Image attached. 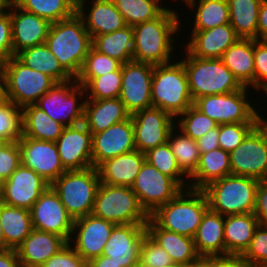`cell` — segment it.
<instances>
[{
    "label": "cell",
    "instance_id": "27",
    "mask_svg": "<svg viewBox=\"0 0 267 267\" xmlns=\"http://www.w3.org/2000/svg\"><path fill=\"white\" fill-rule=\"evenodd\" d=\"M146 161L145 153L134 150L102 162L98 167L101 183L131 187Z\"/></svg>",
    "mask_w": 267,
    "mask_h": 267
},
{
    "label": "cell",
    "instance_id": "32",
    "mask_svg": "<svg viewBox=\"0 0 267 267\" xmlns=\"http://www.w3.org/2000/svg\"><path fill=\"white\" fill-rule=\"evenodd\" d=\"M259 225L254 213L225 216L224 241L226 255H243Z\"/></svg>",
    "mask_w": 267,
    "mask_h": 267
},
{
    "label": "cell",
    "instance_id": "38",
    "mask_svg": "<svg viewBox=\"0 0 267 267\" xmlns=\"http://www.w3.org/2000/svg\"><path fill=\"white\" fill-rule=\"evenodd\" d=\"M92 47L122 64L130 62L133 60V27L127 25L112 33L94 36Z\"/></svg>",
    "mask_w": 267,
    "mask_h": 267
},
{
    "label": "cell",
    "instance_id": "33",
    "mask_svg": "<svg viewBox=\"0 0 267 267\" xmlns=\"http://www.w3.org/2000/svg\"><path fill=\"white\" fill-rule=\"evenodd\" d=\"M231 174L229 153L219 147L200 154L198 167L189 178V188L202 190L211 182Z\"/></svg>",
    "mask_w": 267,
    "mask_h": 267
},
{
    "label": "cell",
    "instance_id": "24",
    "mask_svg": "<svg viewBox=\"0 0 267 267\" xmlns=\"http://www.w3.org/2000/svg\"><path fill=\"white\" fill-rule=\"evenodd\" d=\"M185 50L190 55L203 59H220L224 52L240 37L229 24L205 31H192Z\"/></svg>",
    "mask_w": 267,
    "mask_h": 267
},
{
    "label": "cell",
    "instance_id": "65",
    "mask_svg": "<svg viewBox=\"0 0 267 267\" xmlns=\"http://www.w3.org/2000/svg\"><path fill=\"white\" fill-rule=\"evenodd\" d=\"M0 250H5V240H4L1 223H0Z\"/></svg>",
    "mask_w": 267,
    "mask_h": 267
},
{
    "label": "cell",
    "instance_id": "13",
    "mask_svg": "<svg viewBox=\"0 0 267 267\" xmlns=\"http://www.w3.org/2000/svg\"><path fill=\"white\" fill-rule=\"evenodd\" d=\"M131 189L150 215L157 207L173 199L183 188L173 178L145 161Z\"/></svg>",
    "mask_w": 267,
    "mask_h": 267
},
{
    "label": "cell",
    "instance_id": "11",
    "mask_svg": "<svg viewBox=\"0 0 267 267\" xmlns=\"http://www.w3.org/2000/svg\"><path fill=\"white\" fill-rule=\"evenodd\" d=\"M248 88L197 98L193 106L220 124L257 123V110L248 100Z\"/></svg>",
    "mask_w": 267,
    "mask_h": 267
},
{
    "label": "cell",
    "instance_id": "64",
    "mask_svg": "<svg viewBox=\"0 0 267 267\" xmlns=\"http://www.w3.org/2000/svg\"><path fill=\"white\" fill-rule=\"evenodd\" d=\"M184 267H208V265L200 258L198 261L195 263L189 264Z\"/></svg>",
    "mask_w": 267,
    "mask_h": 267
},
{
    "label": "cell",
    "instance_id": "18",
    "mask_svg": "<svg viewBox=\"0 0 267 267\" xmlns=\"http://www.w3.org/2000/svg\"><path fill=\"white\" fill-rule=\"evenodd\" d=\"M136 150L146 153L149 149L168 141L175 118L160 108L151 107L131 115Z\"/></svg>",
    "mask_w": 267,
    "mask_h": 267
},
{
    "label": "cell",
    "instance_id": "10",
    "mask_svg": "<svg viewBox=\"0 0 267 267\" xmlns=\"http://www.w3.org/2000/svg\"><path fill=\"white\" fill-rule=\"evenodd\" d=\"M83 96H85L84 87L73 79L56 83L35 105L65 127L75 126L84 121L86 97Z\"/></svg>",
    "mask_w": 267,
    "mask_h": 267
},
{
    "label": "cell",
    "instance_id": "59",
    "mask_svg": "<svg viewBox=\"0 0 267 267\" xmlns=\"http://www.w3.org/2000/svg\"><path fill=\"white\" fill-rule=\"evenodd\" d=\"M0 267H22L16 249L0 250Z\"/></svg>",
    "mask_w": 267,
    "mask_h": 267
},
{
    "label": "cell",
    "instance_id": "7",
    "mask_svg": "<svg viewBox=\"0 0 267 267\" xmlns=\"http://www.w3.org/2000/svg\"><path fill=\"white\" fill-rule=\"evenodd\" d=\"M100 182L98 170L92 166L83 170H67L50 186L75 220L92 213Z\"/></svg>",
    "mask_w": 267,
    "mask_h": 267
},
{
    "label": "cell",
    "instance_id": "45",
    "mask_svg": "<svg viewBox=\"0 0 267 267\" xmlns=\"http://www.w3.org/2000/svg\"><path fill=\"white\" fill-rule=\"evenodd\" d=\"M177 117L175 118V126L195 141L219 125L193 105Z\"/></svg>",
    "mask_w": 267,
    "mask_h": 267
},
{
    "label": "cell",
    "instance_id": "31",
    "mask_svg": "<svg viewBox=\"0 0 267 267\" xmlns=\"http://www.w3.org/2000/svg\"><path fill=\"white\" fill-rule=\"evenodd\" d=\"M220 59L243 87L254 89V39L239 38Z\"/></svg>",
    "mask_w": 267,
    "mask_h": 267
},
{
    "label": "cell",
    "instance_id": "17",
    "mask_svg": "<svg viewBox=\"0 0 267 267\" xmlns=\"http://www.w3.org/2000/svg\"><path fill=\"white\" fill-rule=\"evenodd\" d=\"M115 225L92 214L77 218L69 244L88 263L102 255Z\"/></svg>",
    "mask_w": 267,
    "mask_h": 267
},
{
    "label": "cell",
    "instance_id": "54",
    "mask_svg": "<svg viewBox=\"0 0 267 267\" xmlns=\"http://www.w3.org/2000/svg\"><path fill=\"white\" fill-rule=\"evenodd\" d=\"M13 54L12 22L9 10L0 14V66L7 62Z\"/></svg>",
    "mask_w": 267,
    "mask_h": 267
},
{
    "label": "cell",
    "instance_id": "57",
    "mask_svg": "<svg viewBox=\"0 0 267 267\" xmlns=\"http://www.w3.org/2000/svg\"><path fill=\"white\" fill-rule=\"evenodd\" d=\"M219 125L216 128L211 129L198 140H196L199 153H206L219 148L218 142Z\"/></svg>",
    "mask_w": 267,
    "mask_h": 267
},
{
    "label": "cell",
    "instance_id": "53",
    "mask_svg": "<svg viewBox=\"0 0 267 267\" xmlns=\"http://www.w3.org/2000/svg\"><path fill=\"white\" fill-rule=\"evenodd\" d=\"M40 267H87V263L68 243Z\"/></svg>",
    "mask_w": 267,
    "mask_h": 267
},
{
    "label": "cell",
    "instance_id": "48",
    "mask_svg": "<svg viewBox=\"0 0 267 267\" xmlns=\"http://www.w3.org/2000/svg\"><path fill=\"white\" fill-rule=\"evenodd\" d=\"M174 264L170 255L160 247L148 234L141 243L139 267H168Z\"/></svg>",
    "mask_w": 267,
    "mask_h": 267
},
{
    "label": "cell",
    "instance_id": "23",
    "mask_svg": "<svg viewBox=\"0 0 267 267\" xmlns=\"http://www.w3.org/2000/svg\"><path fill=\"white\" fill-rule=\"evenodd\" d=\"M9 12L14 56L23 49L45 43L51 26L48 20L24 11L16 4L11 5Z\"/></svg>",
    "mask_w": 267,
    "mask_h": 267
},
{
    "label": "cell",
    "instance_id": "12",
    "mask_svg": "<svg viewBox=\"0 0 267 267\" xmlns=\"http://www.w3.org/2000/svg\"><path fill=\"white\" fill-rule=\"evenodd\" d=\"M232 175L267 178V136L258 124L229 153Z\"/></svg>",
    "mask_w": 267,
    "mask_h": 267
},
{
    "label": "cell",
    "instance_id": "5",
    "mask_svg": "<svg viewBox=\"0 0 267 267\" xmlns=\"http://www.w3.org/2000/svg\"><path fill=\"white\" fill-rule=\"evenodd\" d=\"M259 180L228 175L202 189L209 209L223 216L253 213Z\"/></svg>",
    "mask_w": 267,
    "mask_h": 267
},
{
    "label": "cell",
    "instance_id": "3",
    "mask_svg": "<svg viewBox=\"0 0 267 267\" xmlns=\"http://www.w3.org/2000/svg\"><path fill=\"white\" fill-rule=\"evenodd\" d=\"M208 209L202 190L185 188L166 204L157 207L149 218L162 229L193 238Z\"/></svg>",
    "mask_w": 267,
    "mask_h": 267
},
{
    "label": "cell",
    "instance_id": "66",
    "mask_svg": "<svg viewBox=\"0 0 267 267\" xmlns=\"http://www.w3.org/2000/svg\"><path fill=\"white\" fill-rule=\"evenodd\" d=\"M77 7L84 1V0H71Z\"/></svg>",
    "mask_w": 267,
    "mask_h": 267
},
{
    "label": "cell",
    "instance_id": "49",
    "mask_svg": "<svg viewBox=\"0 0 267 267\" xmlns=\"http://www.w3.org/2000/svg\"><path fill=\"white\" fill-rule=\"evenodd\" d=\"M242 258L252 267H267V224H259Z\"/></svg>",
    "mask_w": 267,
    "mask_h": 267
},
{
    "label": "cell",
    "instance_id": "56",
    "mask_svg": "<svg viewBox=\"0 0 267 267\" xmlns=\"http://www.w3.org/2000/svg\"><path fill=\"white\" fill-rule=\"evenodd\" d=\"M253 213L259 224H267V178L259 180Z\"/></svg>",
    "mask_w": 267,
    "mask_h": 267
},
{
    "label": "cell",
    "instance_id": "55",
    "mask_svg": "<svg viewBox=\"0 0 267 267\" xmlns=\"http://www.w3.org/2000/svg\"><path fill=\"white\" fill-rule=\"evenodd\" d=\"M208 267H252L241 255H215L201 258Z\"/></svg>",
    "mask_w": 267,
    "mask_h": 267
},
{
    "label": "cell",
    "instance_id": "47",
    "mask_svg": "<svg viewBox=\"0 0 267 267\" xmlns=\"http://www.w3.org/2000/svg\"><path fill=\"white\" fill-rule=\"evenodd\" d=\"M122 63L115 58H111L90 48L80 72L76 78H95L112 71H117Z\"/></svg>",
    "mask_w": 267,
    "mask_h": 267
},
{
    "label": "cell",
    "instance_id": "29",
    "mask_svg": "<svg viewBox=\"0 0 267 267\" xmlns=\"http://www.w3.org/2000/svg\"><path fill=\"white\" fill-rule=\"evenodd\" d=\"M130 117L120 98L85 100L83 123L92 135Z\"/></svg>",
    "mask_w": 267,
    "mask_h": 267
},
{
    "label": "cell",
    "instance_id": "19",
    "mask_svg": "<svg viewBox=\"0 0 267 267\" xmlns=\"http://www.w3.org/2000/svg\"><path fill=\"white\" fill-rule=\"evenodd\" d=\"M21 164L39 174L50 185L67 170L53 141L22 137L18 140Z\"/></svg>",
    "mask_w": 267,
    "mask_h": 267
},
{
    "label": "cell",
    "instance_id": "14",
    "mask_svg": "<svg viewBox=\"0 0 267 267\" xmlns=\"http://www.w3.org/2000/svg\"><path fill=\"white\" fill-rule=\"evenodd\" d=\"M153 69L152 64L133 60L122 64L119 98L130 115L153 107L151 96Z\"/></svg>",
    "mask_w": 267,
    "mask_h": 267
},
{
    "label": "cell",
    "instance_id": "51",
    "mask_svg": "<svg viewBox=\"0 0 267 267\" xmlns=\"http://www.w3.org/2000/svg\"><path fill=\"white\" fill-rule=\"evenodd\" d=\"M20 164L18 141L3 143L0 147V180H7Z\"/></svg>",
    "mask_w": 267,
    "mask_h": 267
},
{
    "label": "cell",
    "instance_id": "52",
    "mask_svg": "<svg viewBox=\"0 0 267 267\" xmlns=\"http://www.w3.org/2000/svg\"><path fill=\"white\" fill-rule=\"evenodd\" d=\"M267 85V42L254 39V89L262 92Z\"/></svg>",
    "mask_w": 267,
    "mask_h": 267
},
{
    "label": "cell",
    "instance_id": "25",
    "mask_svg": "<svg viewBox=\"0 0 267 267\" xmlns=\"http://www.w3.org/2000/svg\"><path fill=\"white\" fill-rule=\"evenodd\" d=\"M67 244L59 235L33 228L16 252L22 267H40Z\"/></svg>",
    "mask_w": 267,
    "mask_h": 267
},
{
    "label": "cell",
    "instance_id": "44",
    "mask_svg": "<svg viewBox=\"0 0 267 267\" xmlns=\"http://www.w3.org/2000/svg\"><path fill=\"white\" fill-rule=\"evenodd\" d=\"M145 157L150 165L154 166L161 173L173 178L183 189L185 187L189 188V178L179 168L176 157L171 151L168 142L149 149L145 153Z\"/></svg>",
    "mask_w": 267,
    "mask_h": 267
},
{
    "label": "cell",
    "instance_id": "37",
    "mask_svg": "<svg viewBox=\"0 0 267 267\" xmlns=\"http://www.w3.org/2000/svg\"><path fill=\"white\" fill-rule=\"evenodd\" d=\"M186 4L188 9L196 10L192 11L195 13L192 31H205L230 23L227 0H186Z\"/></svg>",
    "mask_w": 267,
    "mask_h": 267
},
{
    "label": "cell",
    "instance_id": "60",
    "mask_svg": "<svg viewBox=\"0 0 267 267\" xmlns=\"http://www.w3.org/2000/svg\"><path fill=\"white\" fill-rule=\"evenodd\" d=\"M87 267H120L112 259L107 256L101 255L87 263Z\"/></svg>",
    "mask_w": 267,
    "mask_h": 267
},
{
    "label": "cell",
    "instance_id": "39",
    "mask_svg": "<svg viewBox=\"0 0 267 267\" xmlns=\"http://www.w3.org/2000/svg\"><path fill=\"white\" fill-rule=\"evenodd\" d=\"M230 25L240 38L257 40L258 14L263 0H227Z\"/></svg>",
    "mask_w": 267,
    "mask_h": 267
},
{
    "label": "cell",
    "instance_id": "28",
    "mask_svg": "<svg viewBox=\"0 0 267 267\" xmlns=\"http://www.w3.org/2000/svg\"><path fill=\"white\" fill-rule=\"evenodd\" d=\"M146 230L147 234L170 255L174 264L187 266L201 258L196 251L193 238L162 229L150 218Z\"/></svg>",
    "mask_w": 267,
    "mask_h": 267
},
{
    "label": "cell",
    "instance_id": "4",
    "mask_svg": "<svg viewBox=\"0 0 267 267\" xmlns=\"http://www.w3.org/2000/svg\"><path fill=\"white\" fill-rule=\"evenodd\" d=\"M174 61V62H173ZM154 65L151 83L152 106L174 118L193 105L183 60Z\"/></svg>",
    "mask_w": 267,
    "mask_h": 267
},
{
    "label": "cell",
    "instance_id": "1",
    "mask_svg": "<svg viewBox=\"0 0 267 267\" xmlns=\"http://www.w3.org/2000/svg\"><path fill=\"white\" fill-rule=\"evenodd\" d=\"M177 10L167 8L154 20L133 27V61L161 65L172 62L175 35L182 30Z\"/></svg>",
    "mask_w": 267,
    "mask_h": 267
},
{
    "label": "cell",
    "instance_id": "41",
    "mask_svg": "<svg viewBox=\"0 0 267 267\" xmlns=\"http://www.w3.org/2000/svg\"><path fill=\"white\" fill-rule=\"evenodd\" d=\"M16 5L50 23L69 19L77 13V6L71 0H18Z\"/></svg>",
    "mask_w": 267,
    "mask_h": 267
},
{
    "label": "cell",
    "instance_id": "16",
    "mask_svg": "<svg viewBox=\"0 0 267 267\" xmlns=\"http://www.w3.org/2000/svg\"><path fill=\"white\" fill-rule=\"evenodd\" d=\"M49 186L39 174L20 164L11 176L2 182L0 201L9 206L31 210Z\"/></svg>",
    "mask_w": 267,
    "mask_h": 267
},
{
    "label": "cell",
    "instance_id": "58",
    "mask_svg": "<svg viewBox=\"0 0 267 267\" xmlns=\"http://www.w3.org/2000/svg\"><path fill=\"white\" fill-rule=\"evenodd\" d=\"M257 40L267 42V0H263L260 6Z\"/></svg>",
    "mask_w": 267,
    "mask_h": 267
},
{
    "label": "cell",
    "instance_id": "69",
    "mask_svg": "<svg viewBox=\"0 0 267 267\" xmlns=\"http://www.w3.org/2000/svg\"><path fill=\"white\" fill-rule=\"evenodd\" d=\"M18 0H8V2L12 5V4H16Z\"/></svg>",
    "mask_w": 267,
    "mask_h": 267
},
{
    "label": "cell",
    "instance_id": "22",
    "mask_svg": "<svg viewBox=\"0 0 267 267\" xmlns=\"http://www.w3.org/2000/svg\"><path fill=\"white\" fill-rule=\"evenodd\" d=\"M66 170H83L92 164V134L84 123L64 127L55 142Z\"/></svg>",
    "mask_w": 267,
    "mask_h": 267
},
{
    "label": "cell",
    "instance_id": "2",
    "mask_svg": "<svg viewBox=\"0 0 267 267\" xmlns=\"http://www.w3.org/2000/svg\"><path fill=\"white\" fill-rule=\"evenodd\" d=\"M45 43L62 68L76 79L92 47V37L78 13L69 19L51 23Z\"/></svg>",
    "mask_w": 267,
    "mask_h": 267
},
{
    "label": "cell",
    "instance_id": "21",
    "mask_svg": "<svg viewBox=\"0 0 267 267\" xmlns=\"http://www.w3.org/2000/svg\"><path fill=\"white\" fill-rule=\"evenodd\" d=\"M134 150L136 147L131 117L92 135V164L95 168L108 159Z\"/></svg>",
    "mask_w": 267,
    "mask_h": 267
},
{
    "label": "cell",
    "instance_id": "62",
    "mask_svg": "<svg viewBox=\"0 0 267 267\" xmlns=\"http://www.w3.org/2000/svg\"><path fill=\"white\" fill-rule=\"evenodd\" d=\"M260 111H257V124L267 136V117L260 116Z\"/></svg>",
    "mask_w": 267,
    "mask_h": 267
},
{
    "label": "cell",
    "instance_id": "6",
    "mask_svg": "<svg viewBox=\"0 0 267 267\" xmlns=\"http://www.w3.org/2000/svg\"><path fill=\"white\" fill-rule=\"evenodd\" d=\"M184 55L182 60L193 101L203 96L231 93L243 88L221 59L198 58L187 51Z\"/></svg>",
    "mask_w": 267,
    "mask_h": 267
},
{
    "label": "cell",
    "instance_id": "42",
    "mask_svg": "<svg viewBox=\"0 0 267 267\" xmlns=\"http://www.w3.org/2000/svg\"><path fill=\"white\" fill-rule=\"evenodd\" d=\"M113 2L129 26L154 20L167 9L162 5L163 0H113Z\"/></svg>",
    "mask_w": 267,
    "mask_h": 267
},
{
    "label": "cell",
    "instance_id": "46",
    "mask_svg": "<svg viewBox=\"0 0 267 267\" xmlns=\"http://www.w3.org/2000/svg\"><path fill=\"white\" fill-rule=\"evenodd\" d=\"M22 137V108L12 101L0 107V140L4 143L18 141Z\"/></svg>",
    "mask_w": 267,
    "mask_h": 267
},
{
    "label": "cell",
    "instance_id": "63",
    "mask_svg": "<svg viewBox=\"0 0 267 267\" xmlns=\"http://www.w3.org/2000/svg\"><path fill=\"white\" fill-rule=\"evenodd\" d=\"M11 7L8 0H0V14L7 12Z\"/></svg>",
    "mask_w": 267,
    "mask_h": 267
},
{
    "label": "cell",
    "instance_id": "9",
    "mask_svg": "<svg viewBox=\"0 0 267 267\" xmlns=\"http://www.w3.org/2000/svg\"><path fill=\"white\" fill-rule=\"evenodd\" d=\"M6 84L7 99L15 105L35 104L57 82L49 75L25 66L15 56L0 66Z\"/></svg>",
    "mask_w": 267,
    "mask_h": 267
},
{
    "label": "cell",
    "instance_id": "43",
    "mask_svg": "<svg viewBox=\"0 0 267 267\" xmlns=\"http://www.w3.org/2000/svg\"><path fill=\"white\" fill-rule=\"evenodd\" d=\"M85 89V100L119 98L121 91L122 66L117 71L95 78H76Z\"/></svg>",
    "mask_w": 267,
    "mask_h": 267
},
{
    "label": "cell",
    "instance_id": "26",
    "mask_svg": "<svg viewBox=\"0 0 267 267\" xmlns=\"http://www.w3.org/2000/svg\"><path fill=\"white\" fill-rule=\"evenodd\" d=\"M87 1L84 0L77 7V13L83 19L85 28L92 38L97 35L112 33L127 26L113 0H89L90 7L89 5L86 7Z\"/></svg>",
    "mask_w": 267,
    "mask_h": 267
},
{
    "label": "cell",
    "instance_id": "35",
    "mask_svg": "<svg viewBox=\"0 0 267 267\" xmlns=\"http://www.w3.org/2000/svg\"><path fill=\"white\" fill-rule=\"evenodd\" d=\"M64 127L35 104L22 108V135L24 137L56 142Z\"/></svg>",
    "mask_w": 267,
    "mask_h": 267
},
{
    "label": "cell",
    "instance_id": "68",
    "mask_svg": "<svg viewBox=\"0 0 267 267\" xmlns=\"http://www.w3.org/2000/svg\"><path fill=\"white\" fill-rule=\"evenodd\" d=\"M168 267H184V266L179 265V264H172V265H170V266H168Z\"/></svg>",
    "mask_w": 267,
    "mask_h": 267
},
{
    "label": "cell",
    "instance_id": "30",
    "mask_svg": "<svg viewBox=\"0 0 267 267\" xmlns=\"http://www.w3.org/2000/svg\"><path fill=\"white\" fill-rule=\"evenodd\" d=\"M224 224L225 216L210 209L205 212L193 237L196 251L201 258L226 255Z\"/></svg>",
    "mask_w": 267,
    "mask_h": 267
},
{
    "label": "cell",
    "instance_id": "61",
    "mask_svg": "<svg viewBox=\"0 0 267 267\" xmlns=\"http://www.w3.org/2000/svg\"><path fill=\"white\" fill-rule=\"evenodd\" d=\"M8 101L4 76L0 71V107Z\"/></svg>",
    "mask_w": 267,
    "mask_h": 267
},
{
    "label": "cell",
    "instance_id": "50",
    "mask_svg": "<svg viewBox=\"0 0 267 267\" xmlns=\"http://www.w3.org/2000/svg\"><path fill=\"white\" fill-rule=\"evenodd\" d=\"M257 123H228L219 125V147L230 153L242 143Z\"/></svg>",
    "mask_w": 267,
    "mask_h": 267
},
{
    "label": "cell",
    "instance_id": "15",
    "mask_svg": "<svg viewBox=\"0 0 267 267\" xmlns=\"http://www.w3.org/2000/svg\"><path fill=\"white\" fill-rule=\"evenodd\" d=\"M30 212L34 229L59 235L69 243L74 219L51 186L40 195Z\"/></svg>",
    "mask_w": 267,
    "mask_h": 267
},
{
    "label": "cell",
    "instance_id": "67",
    "mask_svg": "<svg viewBox=\"0 0 267 267\" xmlns=\"http://www.w3.org/2000/svg\"><path fill=\"white\" fill-rule=\"evenodd\" d=\"M262 90H263V93H264V94L266 95V97H267V85H266L265 87H263Z\"/></svg>",
    "mask_w": 267,
    "mask_h": 267
},
{
    "label": "cell",
    "instance_id": "8",
    "mask_svg": "<svg viewBox=\"0 0 267 267\" xmlns=\"http://www.w3.org/2000/svg\"><path fill=\"white\" fill-rule=\"evenodd\" d=\"M92 215L114 224H147L149 214L131 187L99 184Z\"/></svg>",
    "mask_w": 267,
    "mask_h": 267
},
{
    "label": "cell",
    "instance_id": "36",
    "mask_svg": "<svg viewBox=\"0 0 267 267\" xmlns=\"http://www.w3.org/2000/svg\"><path fill=\"white\" fill-rule=\"evenodd\" d=\"M15 57L25 66L49 75L57 83L73 80L62 68L59 60L50 51L46 43L23 49Z\"/></svg>",
    "mask_w": 267,
    "mask_h": 267
},
{
    "label": "cell",
    "instance_id": "34",
    "mask_svg": "<svg viewBox=\"0 0 267 267\" xmlns=\"http://www.w3.org/2000/svg\"><path fill=\"white\" fill-rule=\"evenodd\" d=\"M0 223L5 249H16L33 229L30 210L9 206L1 201Z\"/></svg>",
    "mask_w": 267,
    "mask_h": 267
},
{
    "label": "cell",
    "instance_id": "40",
    "mask_svg": "<svg viewBox=\"0 0 267 267\" xmlns=\"http://www.w3.org/2000/svg\"><path fill=\"white\" fill-rule=\"evenodd\" d=\"M167 142L176 157L179 168L190 178L195 173L200 160L197 142L176 126L171 129Z\"/></svg>",
    "mask_w": 267,
    "mask_h": 267
},
{
    "label": "cell",
    "instance_id": "20",
    "mask_svg": "<svg viewBox=\"0 0 267 267\" xmlns=\"http://www.w3.org/2000/svg\"><path fill=\"white\" fill-rule=\"evenodd\" d=\"M146 234V224H117L104 246L102 255L109 257L120 267H136L141 243Z\"/></svg>",
    "mask_w": 267,
    "mask_h": 267
}]
</instances>
